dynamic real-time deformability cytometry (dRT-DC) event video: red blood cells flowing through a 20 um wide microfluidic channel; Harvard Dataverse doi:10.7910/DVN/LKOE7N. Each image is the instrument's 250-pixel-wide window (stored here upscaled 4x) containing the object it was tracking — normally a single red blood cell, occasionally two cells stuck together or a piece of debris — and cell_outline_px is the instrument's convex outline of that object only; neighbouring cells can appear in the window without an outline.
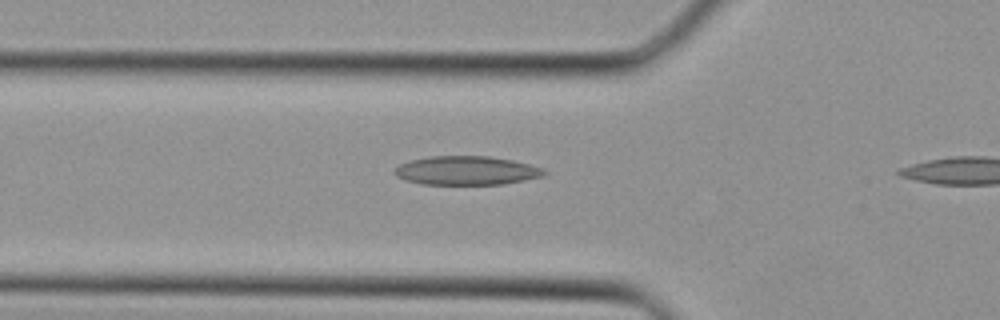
{"species": "Egyptian fruit bat (a non-hibernating species)", "species_latin": "Rousettus aegyptiacus", "temperature_condition": "cold", "stored_images_in_passage": 8, "camera_frame_rate_fps": 3000, "um_per_image_px": 0.085, "animal": {"sex": "female"}, "frame": {"image": 1, "passage_image": 2, "time_ms": 0.333, "image_size_px": [1000, 320], "cell_outline_px": [[548, 172], [544, 176], [504, 184], [420, 184], [396, 176], [392, 172], [400, 164], [412, 160], [432, 156], [488, 156], [512, 160], [528, 164], [540, 168]], "centroid_in_image_um": [39.65, 14.5], "position_along_channel_um": 86.1, "area_um2": 24.91}}
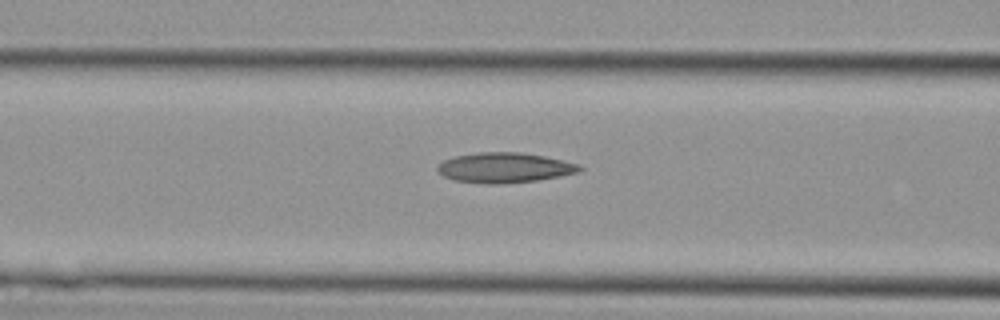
{"frame": {"image": 2, "passage_image": 4, "time_ms": 1.0, "image_size_px": [1000, 320], "cell_outline_px": [[584, 168], [580, 172], [560, 176], [536, 180], [500, 184], [484, 184], [452, 180], [444, 176], [436, 168], [444, 160], [456, 156], [480, 152], [520, 152], [544, 156], [576, 164]], "centroid_in_image_um": [42.87, 14.26], "position_along_channel_um": 123.7, "area_um2": 24.74}}
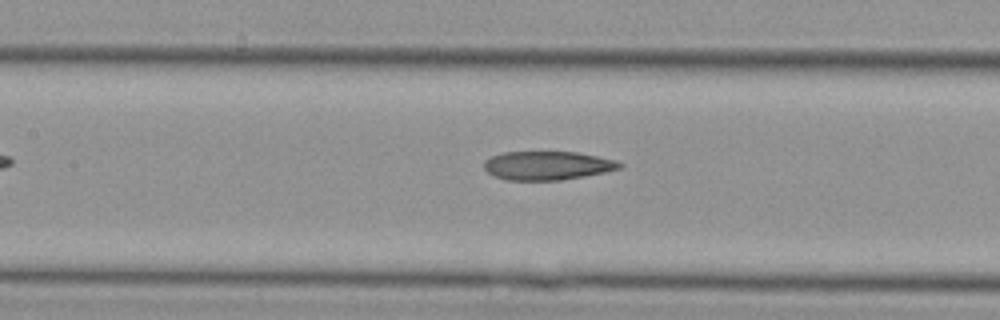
{"frame": {"image": 3, "passage_image": 6, "time_ms": 1.667, "image_size_px": [1000, 320], "cell_outline_px": [[624, 164], [620, 168], [604, 172], [584, 176], [560, 180], [508, 180], [492, 176], [484, 168], [484, 160], [492, 156], [504, 152], [576, 152], [616, 160]], "centroid_in_image_um": [46.5, 14.07], "position_along_channel_um": 160.9, "area_um2": 22.6}}